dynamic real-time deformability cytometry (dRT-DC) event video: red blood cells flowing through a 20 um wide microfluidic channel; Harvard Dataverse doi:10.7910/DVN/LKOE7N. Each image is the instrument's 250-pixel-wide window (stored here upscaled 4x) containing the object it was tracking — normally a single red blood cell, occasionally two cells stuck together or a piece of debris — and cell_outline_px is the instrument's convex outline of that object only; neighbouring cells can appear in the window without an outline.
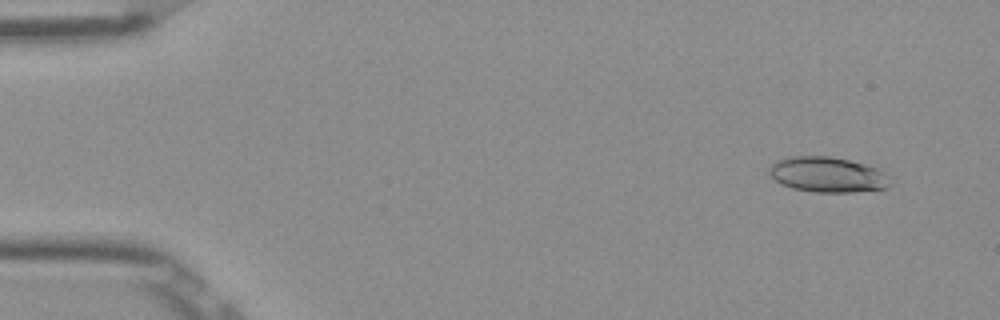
{"species": "Egyptian fruit bat (a non-hibernating species)", "species_latin": "Rousettus aegyptiacus", "temperature_condition": "room temperature", "stored_images_in_passage": 49, "camera_frame_rate_fps": 3000, "um_per_image_px": 0.085, "frame": {"image": 1, "passage_image": 1, "time_ms": 0.0, "image_size_px": [1000, 320], "cell_outline_px": [[892, 184], [888, 188], [852, 192], [816, 192], [792, 188], [780, 184], [768, 172], [768, 168], [776, 160], [792, 156], [832, 156], [864, 164], [876, 168], [884, 172]], "centroid_in_image_um": [70.33, 14.84], "position_along_channel_um": 14.7, "area_um2": 24.91}}
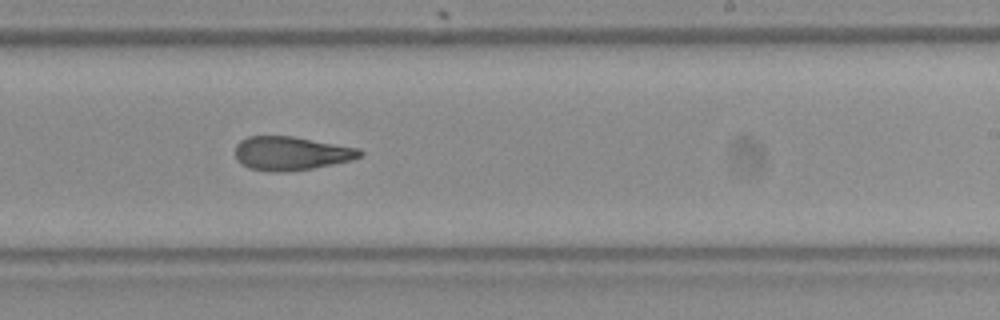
{"frame": {"image": 2, "passage_image": 29, "time_ms": 9.333, "image_size_px": [1000, 320], "cell_outline_px": [[364, 156], [352, 160], [312, 168], [284, 172], [272, 172], [248, 168], [236, 160], [236, 144], [240, 140], [248, 136], [292, 136], [360, 148], [364, 152]], "centroid_in_image_um": [24.76, 13.03], "position_along_channel_um": 264.2, "area_um2": 24.68}}
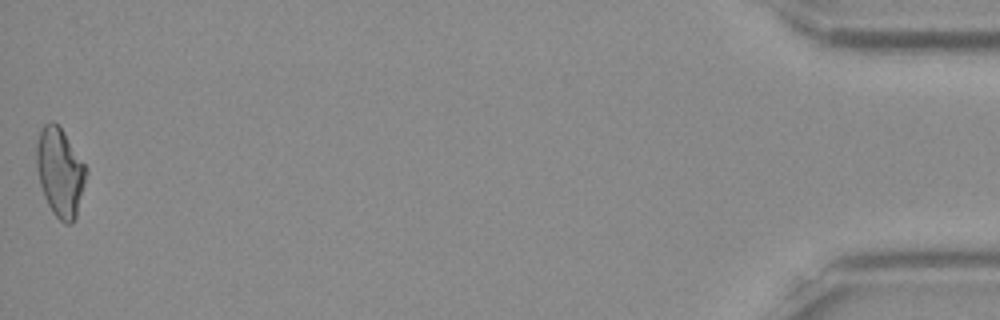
{"frame": {"image": 3, "passage_image": 49, "time_ms": 16.0, "image_size_px": [1000, 320], "cell_outline_px": [[88, 172], [76, 216], [72, 224], [64, 224], [52, 212], [44, 196], [40, 184], [36, 168], [36, 144], [40, 132], [44, 124], [52, 120], [64, 132], [88, 168]], "centroid_in_image_um": [5.11, 14.64], "position_along_channel_um": 430.1, "area_um2": 25.72}, "authors_computed_cell_mechanics": {"area_um2": 24.7384, "velocity_mm_per_s": 3.9073, "shape_relaxation_time_tau1_ms": null, "shape_relaxation_time_tau2_ms": 3.4917, "deformation_change_tau1": null, "deformation_change_tau2": 0.1187}}